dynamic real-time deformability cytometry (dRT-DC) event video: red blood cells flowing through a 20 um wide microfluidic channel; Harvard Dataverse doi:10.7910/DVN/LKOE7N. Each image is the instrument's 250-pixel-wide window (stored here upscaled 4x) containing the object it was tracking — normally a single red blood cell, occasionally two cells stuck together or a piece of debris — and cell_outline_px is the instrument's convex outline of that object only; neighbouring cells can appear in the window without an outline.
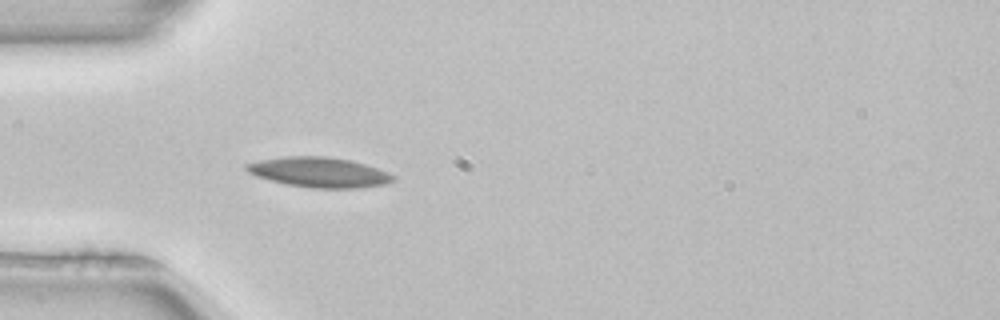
{"species": "common noctule bat (a hibernating species)", "species_latin": "Nyctalus noctula", "temperature_condition": "room temperature", "stored_images_in_passage": 27, "camera_frame_rate_fps": 3000, "um_per_image_px": 0.085, "animal": {"sex": "female", "body_mass_g": 22.7, "forearm_length_mm": 54.2}, "frame": {"image": 1, "passage_image": 5, "time_ms": 1.333, "image_size_px": [1000, 320], "cell_outline_px": [[396, 180], [388, 184], [360, 188], [312, 188], [288, 184], [256, 176], [248, 172], [244, 168], [244, 164], [260, 160], [284, 156], [324, 156], [352, 160], [388, 172], [396, 176]], "centroid_in_image_um": [27.16, 14.64], "position_along_channel_um": 57.8, "area_um2": 25.78}}